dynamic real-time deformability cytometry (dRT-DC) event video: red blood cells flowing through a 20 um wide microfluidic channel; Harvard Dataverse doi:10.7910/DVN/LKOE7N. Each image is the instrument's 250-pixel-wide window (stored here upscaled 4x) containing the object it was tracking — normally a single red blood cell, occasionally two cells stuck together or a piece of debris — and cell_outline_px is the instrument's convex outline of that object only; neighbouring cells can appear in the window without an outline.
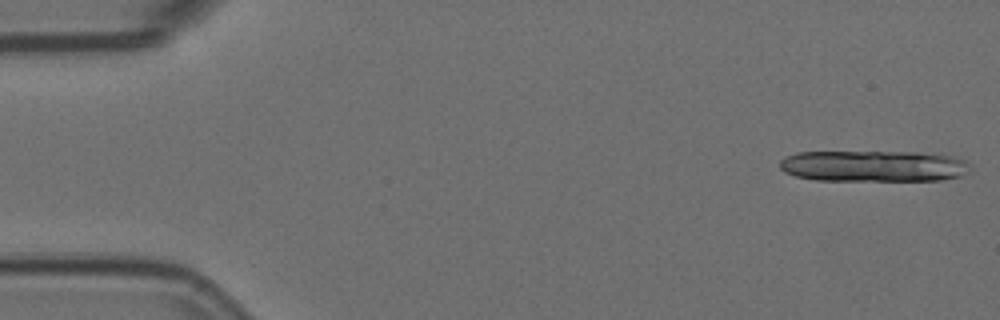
{"species": "Egyptian fruit bat (a non-hibernating species)", "species_latin": "Rousettus aegyptiacus", "temperature_condition": "room temperature", "stored_images_in_passage": 12, "camera_frame_rate_fps": 3000, "um_per_image_px": 0.085, "animal": {"sex": "female"}, "frame": {"image": 1, "passage_image": 1, "time_ms": 0.0, "image_size_px": [1000, 320], "cell_outline_px": [[972, 164], [968, 172], [960, 176], [940, 180], [816, 180], [796, 176], [784, 172], [780, 168], [780, 160], [784, 156], [796, 152], [920, 152], [952, 156], [964, 160]], "centroid_in_image_um": [74.25, 14.11], "position_along_channel_um": 10.8, "area_um2": 34.85}}